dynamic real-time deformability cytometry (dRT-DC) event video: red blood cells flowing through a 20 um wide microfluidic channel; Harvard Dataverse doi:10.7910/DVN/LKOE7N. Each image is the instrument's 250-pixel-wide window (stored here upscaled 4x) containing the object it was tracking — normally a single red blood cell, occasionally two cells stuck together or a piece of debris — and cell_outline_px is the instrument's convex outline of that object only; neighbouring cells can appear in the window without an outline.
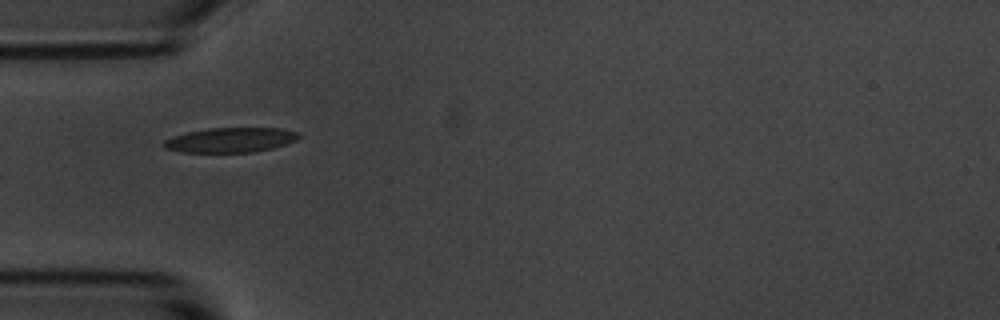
{"species": "common noctule bat (a hibernating species)", "species_latin": "Nyctalus noctula", "temperature_condition": "room temperature", "stored_images_in_passage": 4, "camera_frame_rate_fps": 3000, "um_per_image_px": 0.085, "animal": {"sex": "male", "body_mass_g": 20.1, "forearm_length_mm": 53.5}, "frame": {"image": 1, "passage_image": 2, "time_ms": 2.0, "image_size_px": [1000, 320], "cell_outline_px": [[300, 136], [296, 140], [272, 148], [252, 152], [180, 152], [164, 148], [164, 140], [188, 132], [208, 128], [280, 128], [300, 132]], "centroid_in_image_um": [19.62, 11.89], "position_along_channel_um": 65.4, "area_um2": 19.31}}
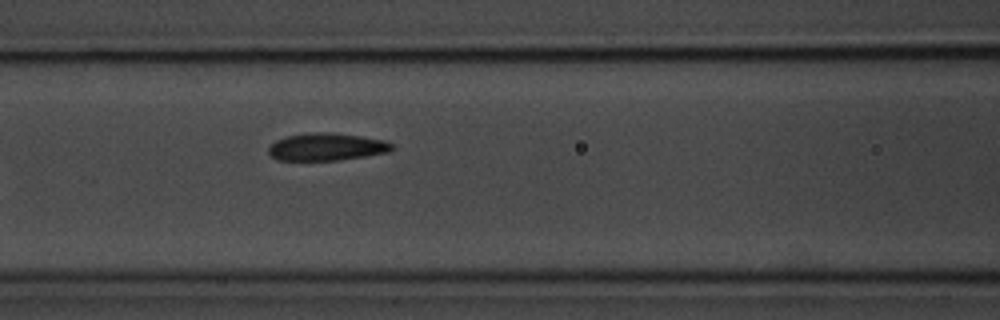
{"frame": {"image": 2, "passage_image": 4, "time_ms": 4.0, "image_size_px": [1000, 320], "cell_outline_px": [[392, 148], [388, 152], [340, 160], [276, 160], [268, 152], [268, 148], [276, 140], [288, 136], [308, 132], [332, 132], [360, 136], [384, 140], [392, 144]], "centroid_in_image_um": [27.73, 12.48], "position_along_channel_um": 138.9, "area_um2": 19.65}}